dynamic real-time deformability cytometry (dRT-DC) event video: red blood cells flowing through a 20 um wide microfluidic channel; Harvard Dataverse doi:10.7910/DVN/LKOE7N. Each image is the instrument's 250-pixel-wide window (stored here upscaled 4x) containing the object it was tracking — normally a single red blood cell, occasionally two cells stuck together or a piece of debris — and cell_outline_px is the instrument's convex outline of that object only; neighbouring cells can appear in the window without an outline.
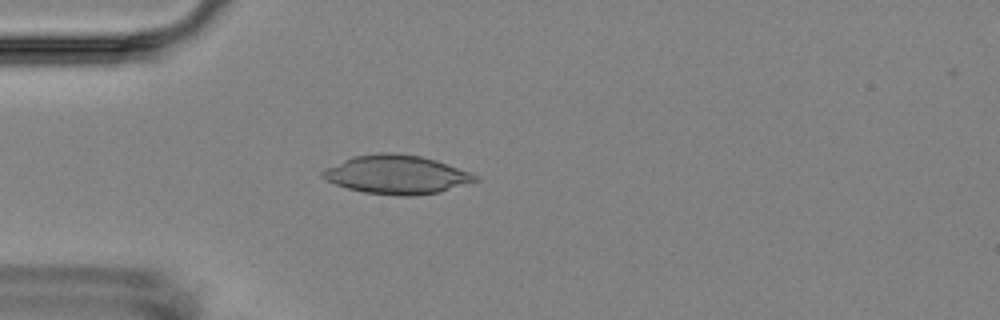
{"species": "Egyptian fruit bat (a non-hibernating species)", "species_latin": "Rousettus aegyptiacus", "temperature_condition": "room temperature", "stored_images_in_passage": 6, "camera_frame_rate_fps": 3000, "um_per_image_px": 0.085, "animal": {"sex": "female"}, "frame": {"image": 1, "passage_image": 5, "time_ms": 4.333, "image_size_px": [1000, 320], "cell_outline_px": [[480, 180], [440, 192], [412, 196], [404, 196], [364, 192], [348, 188], [336, 184], [320, 176], [320, 172], [324, 168], [352, 156], [376, 152], [396, 152], [420, 156], [436, 160], [468, 172], [476, 176]], "centroid_in_image_um": [33.67, 14.82], "position_along_channel_um": 51.3, "area_um2": 34.39}}